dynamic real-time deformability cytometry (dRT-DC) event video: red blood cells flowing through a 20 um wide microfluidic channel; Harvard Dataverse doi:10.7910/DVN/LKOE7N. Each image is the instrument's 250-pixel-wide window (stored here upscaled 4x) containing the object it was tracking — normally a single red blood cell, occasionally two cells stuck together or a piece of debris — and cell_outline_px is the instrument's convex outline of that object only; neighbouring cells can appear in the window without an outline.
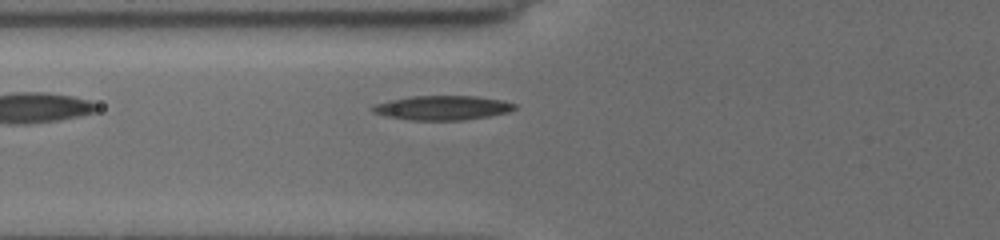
{"species": "common noctule bat (a hibernating species)", "species_latin": "Nyctalus noctula", "temperature_condition": "cold", "stored_images_in_passage": 4, "camera_frame_rate_fps": 3000, "um_per_image_px": 0.085, "animal": {"sex": "female", "body_mass_g": 19.5, "forearm_length_mm": 54.1}, "frame": {"image": 1, "passage_image": 4, "time_ms": 2.667, "image_size_px": [1000, 240], "cell_outline_px": [[516, 108], [508, 112], [488, 116], [464, 120], [408, 120], [388, 116], [372, 112], [372, 108], [376, 104], [388, 100], [412, 96], [476, 96], [504, 100], [516, 104]], "centroid_in_image_um": [37.63, 9.16], "position_along_channel_um": 88.2, "area_um2": 20.11}}